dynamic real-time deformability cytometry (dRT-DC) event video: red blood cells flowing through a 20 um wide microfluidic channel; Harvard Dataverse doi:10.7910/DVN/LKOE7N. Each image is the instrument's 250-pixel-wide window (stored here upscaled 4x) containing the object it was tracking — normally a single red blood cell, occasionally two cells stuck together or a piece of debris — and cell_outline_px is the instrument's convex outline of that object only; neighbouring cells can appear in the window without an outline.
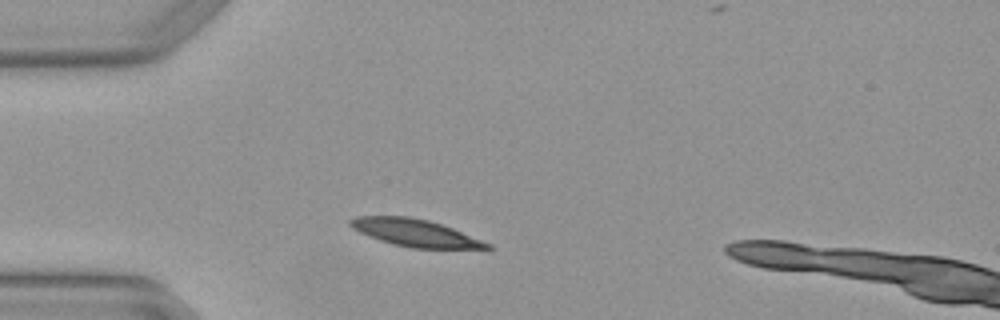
{"species": "Egyptian fruit bat (a non-hibernating species)", "species_latin": "Rousettus aegyptiacus", "temperature_condition": "warm", "stored_images_in_passage": 2, "camera_frame_rate_fps": 3000, "um_per_image_px": 0.085, "animal": {"sex": "female"}, "frame": {"image": 1, "passage_image": 1, "time_ms": 0.0, "image_size_px": [1000, 320], "cell_outline_px": [[492, 248], [412, 248], [392, 244], [368, 236], [352, 228], [348, 224], [348, 220], [356, 216], [408, 216], [428, 220], [452, 228], [492, 244]], "centroid_in_image_um": [35.24, 19.78], "position_along_channel_um": 49.8, "area_um2": 21.56}}